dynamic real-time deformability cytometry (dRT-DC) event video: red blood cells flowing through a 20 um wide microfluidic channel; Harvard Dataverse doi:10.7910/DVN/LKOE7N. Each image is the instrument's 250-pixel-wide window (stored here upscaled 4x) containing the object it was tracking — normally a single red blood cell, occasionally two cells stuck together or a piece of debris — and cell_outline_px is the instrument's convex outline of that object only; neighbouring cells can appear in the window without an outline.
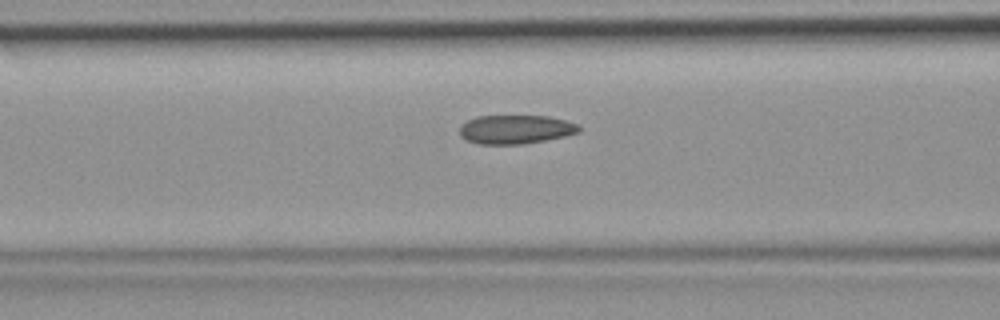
{"species": "common noctule bat (a hibernating species)", "species_latin": "Nyctalus noctula", "temperature_condition": "room temperature", "stored_images_in_passage": 47, "camera_frame_rate_fps": 3000, "um_per_image_px": 0.085, "animal": {"sex": "female", "body_mass_g": 19.9}, "frame": {"image": 1, "passage_image": 19, "time_ms": 6.0, "image_size_px": [1000, 320], "cell_outline_px": [[580, 132], [564, 136], [524, 144], [480, 144], [468, 140], [460, 136], [460, 128], [468, 120], [476, 116], [548, 116], [564, 120], [576, 124], [580, 128]], "centroid_in_image_um": [43.82, 11.0], "position_along_channel_um": 122.8, "area_um2": 19.83}}
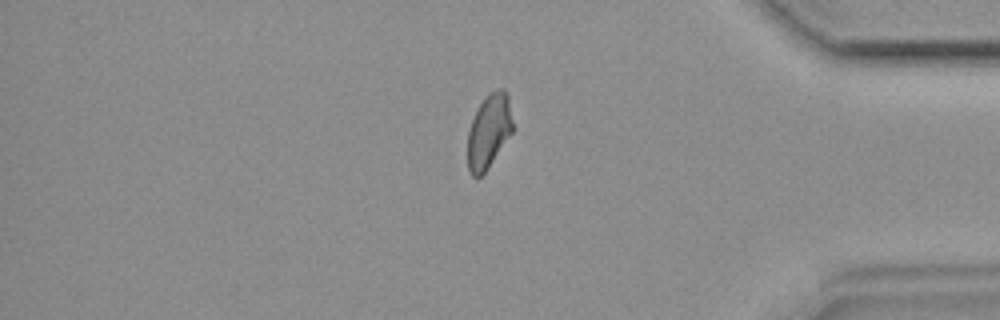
{"frame": {"image": 2, "passage_image": 40, "time_ms": 13.0, "image_size_px": [1000, 320], "cell_outline_px": [[512, 132], [488, 168], [480, 176], [472, 176], [468, 172], [468, 132], [472, 120], [484, 96], [488, 92], [500, 88], [504, 88], [508, 92], [512, 120]], "centroid_in_image_um": [41.56, 11.11], "position_along_channel_um": 393.6, "area_um2": 19.42}}
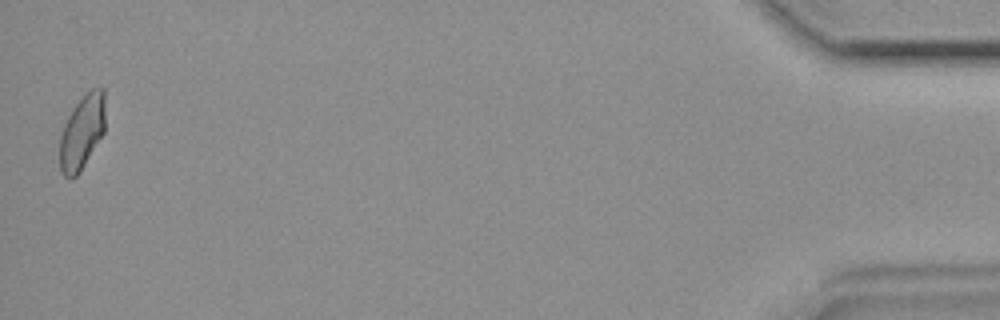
{"frame": {"image": 3, "passage_image": 47, "time_ms": 15.333, "image_size_px": [1000, 320], "cell_outline_px": [[104, 132], [80, 172], [76, 176], [64, 176], [60, 172], [60, 136], [64, 124], [72, 108], [84, 92], [92, 88], [104, 88]], "centroid_in_image_um": [6.96, 11.19], "position_along_channel_um": 428.2, "area_um2": 19.71}}